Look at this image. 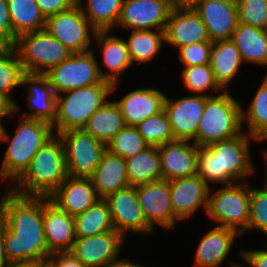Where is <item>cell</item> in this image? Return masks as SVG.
Here are the masks:
<instances>
[{
	"label": "cell",
	"instance_id": "36",
	"mask_svg": "<svg viewBox=\"0 0 267 267\" xmlns=\"http://www.w3.org/2000/svg\"><path fill=\"white\" fill-rule=\"evenodd\" d=\"M76 237H89L115 230L112 224L109 206L100 198L83 213L74 216Z\"/></svg>",
	"mask_w": 267,
	"mask_h": 267
},
{
	"label": "cell",
	"instance_id": "52",
	"mask_svg": "<svg viewBox=\"0 0 267 267\" xmlns=\"http://www.w3.org/2000/svg\"><path fill=\"white\" fill-rule=\"evenodd\" d=\"M29 267H55V266L50 259H47L44 261L30 263Z\"/></svg>",
	"mask_w": 267,
	"mask_h": 267
},
{
	"label": "cell",
	"instance_id": "46",
	"mask_svg": "<svg viewBox=\"0 0 267 267\" xmlns=\"http://www.w3.org/2000/svg\"><path fill=\"white\" fill-rule=\"evenodd\" d=\"M240 258H242L245 262L243 267H267V248L265 249H255V250H248L244 249L240 252Z\"/></svg>",
	"mask_w": 267,
	"mask_h": 267
},
{
	"label": "cell",
	"instance_id": "21",
	"mask_svg": "<svg viewBox=\"0 0 267 267\" xmlns=\"http://www.w3.org/2000/svg\"><path fill=\"white\" fill-rule=\"evenodd\" d=\"M164 32L165 43L174 49L199 42H211L206 26L195 9L171 10Z\"/></svg>",
	"mask_w": 267,
	"mask_h": 267
},
{
	"label": "cell",
	"instance_id": "11",
	"mask_svg": "<svg viewBox=\"0 0 267 267\" xmlns=\"http://www.w3.org/2000/svg\"><path fill=\"white\" fill-rule=\"evenodd\" d=\"M71 53L92 50L97 30L86 19L77 5L46 18L45 29Z\"/></svg>",
	"mask_w": 267,
	"mask_h": 267
},
{
	"label": "cell",
	"instance_id": "56",
	"mask_svg": "<svg viewBox=\"0 0 267 267\" xmlns=\"http://www.w3.org/2000/svg\"><path fill=\"white\" fill-rule=\"evenodd\" d=\"M267 141V131L258 139V143Z\"/></svg>",
	"mask_w": 267,
	"mask_h": 267
},
{
	"label": "cell",
	"instance_id": "43",
	"mask_svg": "<svg viewBox=\"0 0 267 267\" xmlns=\"http://www.w3.org/2000/svg\"><path fill=\"white\" fill-rule=\"evenodd\" d=\"M213 42H199L178 48V59L184 67L210 64Z\"/></svg>",
	"mask_w": 267,
	"mask_h": 267
},
{
	"label": "cell",
	"instance_id": "22",
	"mask_svg": "<svg viewBox=\"0 0 267 267\" xmlns=\"http://www.w3.org/2000/svg\"><path fill=\"white\" fill-rule=\"evenodd\" d=\"M166 94L156 87L138 88L124 94L118 104L126 126H136L164 110Z\"/></svg>",
	"mask_w": 267,
	"mask_h": 267
},
{
	"label": "cell",
	"instance_id": "6",
	"mask_svg": "<svg viewBox=\"0 0 267 267\" xmlns=\"http://www.w3.org/2000/svg\"><path fill=\"white\" fill-rule=\"evenodd\" d=\"M242 103L230 92L223 91L215 96H205V107L198 126L197 146L228 140L242 134Z\"/></svg>",
	"mask_w": 267,
	"mask_h": 267
},
{
	"label": "cell",
	"instance_id": "13",
	"mask_svg": "<svg viewBox=\"0 0 267 267\" xmlns=\"http://www.w3.org/2000/svg\"><path fill=\"white\" fill-rule=\"evenodd\" d=\"M135 188L146 222L154 230L156 224L165 232L174 229L180 220L173 214L169 181L159 179Z\"/></svg>",
	"mask_w": 267,
	"mask_h": 267
},
{
	"label": "cell",
	"instance_id": "15",
	"mask_svg": "<svg viewBox=\"0 0 267 267\" xmlns=\"http://www.w3.org/2000/svg\"><path fill=\"white\" fill-rule=\"evenodd\" d=\"M170 12L168 0H124L117 26L124 31H165Z\"/></svg>",
	"mask_w": 267,
	"mask_h": 267
},
{
	"label": "cell",
	"instance_id": "3",
	"mask_svg": "<svg viewBox=\"0 0 267 267\" xmlns=\"http://www.w3.org/2000/svg\"><path fill=\"white\" fill-rule=\"evenodd\" d=\"M14 132L4 129L3 142H7L0 165V182H8L10 188L28 169L36 152L54 135L53 125L38 119L22 117Z\"/></svg>",
	"mask_w": 267,
	"mask_h": 267
},
{
	"label": "cell",
	"instance_id": "28",
	"mask_svg": "<svg viewBox=\"0 0 267 267\" xmlns=\"http://www.w3.org/2000/svg\"><path fill=\"white\" fill-rule=\"evenodd\" d=\"M243 64L240 52L231 39L212 43L210 66L216 82L224 91H229L230 83L239 75Z\"/></svg>",
	"mask_w": 267,
	"mask_h": 267
},
{
	"label": "cell",
	"instance_id": "5",
	"mask_svg": "<svg viewBox=\"0 0 267 267\" xmlns=\"http://www.w3.org/2000/svg\"><path fill=\"white\" fill-rule=\"evenodd\" d=\"M117 85L103 79L100 83L58 94L54 133L83 129L89 118L110 99Z\"/></svg>",
	"mask_w": 267,
	"mask_h": 267
},
{
	"label": "cell",
	"instance_id": "55",
	"mask_svg": "<svg viewBox=\"0 0 267 267\" xmlns=\"http://www.w3.org/2000/svg\"><path fill=\"white\" fill-rule=\"evenodd\" d=\"M229 266H230V267H243V266H242V263H240V262L238 263V262H236V261L233 262V260H232V261H231V260L229 261Z\"/></svg>",
	"mask_w": 267,
	"mask_h": 267
},
{
	"label": "cell",
	"instance_id": "25",
	"mask_svg": "<svg viewBox=\"0 0 267 267\" xmlns=\"http://www.w3.org/2000/svg\"><path fill=\"white\" fill-rule=\"evenodd\" d=\"M60 210L76 216L100 199L90 178L68 176L49 196Z\"/></svg>",
	"mask_w": 267,
	"mask_h": 267
},
{
	"label": "cell",
	"instance_id": "50",
	"mask_svg": "<svg viewBox=\"0 0 267 267\" xmlns=\"http://www.w3.org/2000/svg\"><path fill=\"white\" fill-rule=\"evenodd\" d=\"M17 115L14 111V105L0 93V117H11Z\"/></svg>",
	"mask_w": 267,
	"mask_h": 267
},
{
	"label": "cell",
	"instance_id": "39",
	"mask_svg": "<svg viewBox=\"0 0 267 267\" xmlns=\"http://www.w3.org/2000/svg\"><path fill=\"white\" fill-rule=\"evenodd\" d=\"M149 146H160L174 141L168 115L165 110L148 117L135 126Z\"/></svg>",
	"mask_w": 267,
	"mask_h": 267
},
{
	"label": "cell",
	"instance_id": "7",
	"mask_svg": "<svg viewBox=\"0 0 267 267\" xmlns=\"http://www.w3.org/2000/svg\"><path fill=\"white\" fill-rule=\"evenodd\" d=\"M210 187L207 217L219 227L237 231L241 236L248 233L250 219L251 185L249 182H238L222 185L213 191Z\"/></svg>",
	"mask_w": 267,
	"mask_h": 267
},
{
	"label": "cell",
	"instance_id": "51",
	"mask_svg": "<svg viewBox=\"0 0 267 267\" xmlns=\"http://www.w3.org/2000/svg\"><path fill=\"white\" fill-rule=\"evenodd\" d=\"M112 267H146L128 258L119 259Z\"/></svg>",
	"mask_w": 267,
	"mask_h": 267
},
{
	"label": "cell",
	"instance_id": "41",
	"mask_svg": "<svg viewBox=\"0 0 267 267\" xmlns=\"http://www.w3.org/2000/svg\"><path fill=\"white\" fill-rule=\"evenodd\" d=\"M240 23L267 30V0H236Z\"/></svg>",
	"mask_w": 267,
	"mask_h": 267
},
{
	"label": "cell",
	"instance_id": "47",
	"mask_svg": "<svg viewBox=\"0 0 267 267\" xmlns=\"http://www.w3.org/2000/svg\"><path fill=\"white\" fill-rule=\"evenodd\" d=\"M50 260L55 267H86L71 252H56L51 254Z\"/></svg>",
	"mask_w": 267,
	"mask_h": 267
},
{
	"label": "cell",
	"instance_id": "48",
	"mask_svg": "<svg viewBox=\"0 0 267 267\" xmlns=\"http://www.w3.org/2000/svg\"><path fill=\"white\" fill-rule=\"evenodd\" d=\"M201 0H168L171 10L196 9Z\"/></svg>",
	"mask_w": 267,
	"mask_h": 267
},
{
	"label": "cell",
	"instance_id": "26",
	"mask_svg": "<svg viewBox=\"0 0 267 267\" xmlns=\"http://www.w3.org/2000/svg\"><path fill=\"white\" fill-rule=\"evenodd\" d=\"M243 238L237 231L226 227H213L197 245L194 267H220L230 255L236 239Z\"/></svg>",
	"mask_w": 267,
	"mask_h": 267
},
{
	"label": "cell",
	"instance_id": "17",
	"mask_svg": "<svg viewBox=\"0 0 267 267\" xmlns=\"http://www.w3.org/2000/svg\"><path fill=\"white\" fill-rule=\"evenodd\" d=\"M173 214L185 221L203 208L207 213L210 186L198 175L169 180Z\"/></svg>",
	"mask_w": 267,
	"mask_h": 267
},
{
	"label": "cell",
	"instance_id": "19",
	"mask_svg": "<svg viewBox=\"0 0 267 267\" xmlns=\"http://www.w3.org/2000/svg\"><path fill=\"white\" fill-rule=\"evenodd\" d=\"M27 86V111L20 116L54 124L56 119L57 95L45 74L25 73L22 87Z\"/></svg>",
	"mask_w": 267,
	"mask_h": 267
},
{
	"label": "cell",
	"instance_id": "42",
	"mask_svg": "<svg viewBox=\"0 0 267 267\" xmlns=\"http://www.w3.org/2000/svg\"><path fill=\"white\" fill-rule=\"evenodd\" d=\"M250 219L248 232L253 230L263 233L267 238V191L251 186Z\"/></svg>",
	"mask_w": 267,
	"mask_h": 267
},
{
	"label": "cell",
	"instance_id": "49",
	"mask_svg": "<svg viewBox=\"0 0 267 267\" xmlns=\"http://www.w3.org/2000/svg\"><path fill=\"white\" fill-rule=\"evenodd\" d=\"M5 231H6L5 223L0 217V267H7L11 265L5 253V245H4Z\"/></svg>",
	"mask_w": 267,
	"mask_h": 267
},
{
	"label": "cell",
	"instance_id": "33",
	"mask_svg": "<svg viewBox=\"0 0 267 267\" xmlns=\"http://www.w3.org/2000/svg\"><path fill=\"white\" fill-rule=\"evenodd\" d=\"M126 39L130 59L134 64L151 62L159 56L165 42V32L161 30H132Z\"/></svg>",
	"mask_w": 267,
	"mask_h": 267
},
{
	"label": "cell",
	"instance_id": "34",
	"mask_svg": "<svg viewBox=\"0 0 267 267\" xmlns=\"http://www.w3.org/2000/svg\"><path fill=\"white\" fill-rule=\"evenodd\" d=\"M24 74L16 49L13 46H0V93L14 105L16 113L22 108L13 99L11 91L22 87Z\"/></svg>",
	"mask_w": 267,
	"mask_h": 267
},
{
	"label": "cell",
	"instance_id": "40",
	"mask_svg": "<svg viewBox=\"0 0 267 267\" xmlns=\"http://www.w3.org/2000/svg\"><path fill=\"white\" fill-rule=\"evenodd\" d=\"M148 146L135 126H125L107 143V150L127 159Z\"/></svg>",
	"mask_w": 267,
	"mask_h": 267
},
{
	"label": "cell",
	"instance_id": "20",
	"mask_svg": "<svg viewBox=\"0 0 267 267\" xmlns=\"http://www.w3.org/2000/svg\"><path fill=\"white\" fill-rule=\"evenodd\" d=\"M43 226L51 254L72 250L76 239L74 216L60 210L49 197H43Z\"/></svg>",
	"mask_w": 267,
	"mask_h": 267
},
{
	"label": "cell",
	"instance_id": "23",
	"mask_svg": "<svg viewBox=\"0 0 267 267\" xmlns=\"http://www.w3.org/2000/svg\"><path fill=\"white\" fill-rule=\"evenodd\" d=\"M158 147L162 179L169 181L197 174L198 146L195 143L174 140Z\"/></svg>",
	"mask_w": 267,
	"mask_h": 267
},
{
	"label": "cell",
	"instance_id": "44",
	"mask_svg": "<svg viewBox=\"0 0 267 267\" xmlns=\"http://www.w3.org/2000/svg\"><path fill=\"white\" fill-rule=\"evenodd\" d=\"M16 40L13 36L7 0H0V46H14Z\"/></svg>",
	"mask_w": 267,
	"mask_h": 267
},
{
	"label": "cell",
	"instance_id": "14",
	"mask_svg": "<svg viewBox=\"0 0 267 267\" xmlns=\"http://www.w3.org/2000/svg\"><path fill=\"white\" fill-rule=\"evenodd\" d=\"M125 238L116 230L76 237L70 251L86 267H112L119 259Z\"/></svg>",
	"mask_w": 267,
	"mask_h": 267
},
{
	"label": "cell",
	"instance_id": "1",
	"mask_svg": "<svg viewBox=\"0 0 267 267\" xmlns=\"http://www.w3.org/2000/svg\"><path fill=\"white\" fill-rule=\"evenodd\" d=\"M0 217L6 226L5 253L11 264L50 259L44 235L43 196H24L6 187L0 198Z\"/></svg>",
	"mask_w": 267,
	"mask_h": 267
},
{
	"label": "cell",
	"instance_id": "53",
	"mask_svg": "<svg viewBox=\"0 0 267 267\" xmlns=\"http://www.w3.org/2000/svg\"><path fill=\"white\" fill-rule=\"evenodd\" d=\"M265 151H264V153H262L263 154V158H264V161H266V162H264L265 163V165H266V170H267V150L266 149H264ZM266 173V179H265V184H264V186H262V188H264L266 191H267V171L265 172Z\"/></svg>",
	"mask_w": 267,
	"mask_h": 267
},
{
	"label": "cell",
	"instance_id": "45",
	"mask_svg": "<svg viewBox=\"0 0 267 267\" xmlns=\"http://www.w3.org/2000/svg\"><path fill=\"white\" fill-rule=\"evenodd\" d=\"M45 18L69 10L78 5V0H35Z\"/></svg>",
	"mask_w": 267,
	"mask_h": 267
},
{
	"label": "cell",
	"instance_id": "2",
	"mask_svg": "<svg viewBox=\"0 0 267 267\" xmlns=\"http://www.w3.org/2000/svg\"><path fill=\"white\" fill-rule=\"evenodd\" d=\"M258 139L246 132L228 140L198 146L197 174L211 184L231 185L246 182L255 174L251 142ZM211 183V184H210Z\"/></svg>",
	"mask_w": 267,
	"mask_h": 267
},
{
	"label": "cell",
	"instance_id": "12",
	"mask_svg": "<svg viewBox=\"0 0 267 267\" xmlns=\"http://www.w3.org/2000/svg\"><path fill=\"white\" fill-rule=\"evenodd\" d=\"M109 206L114 229L125 238L130 234H151L155 230L146 222L135 186H128L104 198Z\"/></svg>",
	"mask_w": 267,
	"mask_h": 267
},
{
	"label": "cell",
	"instance_id": "9",
	"mask_svg": "<svg viewBox=\"0 0 267 267\" xmlns=\"http://www.w3.org/2000/svg\"><path fill=\"white\" fill-rule=\"evenodd\" d=\"M63 142L68 176L89 178L98 167L107 144L84 129L58 134Z\"/></svg>",
	"mask_w": 267,
	"mask_h": 267
},
{
	"label": "cell",
	"instance_id": "27",
	"mask_svg": "<svg viewBox=\"0 0 267 267\" xmlns=\"http://www.w3.org/2000/svg\"><path fill=\"white\" fill-rule=\"evenodd\" d=\"M100 198L129 185L126 159L106 150L95 172L89 177Z\"/></svg>",
	"mask_w": 267,
	"mask_h": 267
},
{
	"label": "cell",
	"instance_id": "8",
	"mask_svg": "<svg viewBox=\"0 0 267 267\" xmlns=\"http://www.w3.org/2000/svg\"><path fill=\"white\" fill-rule=\"evenodd\" d=\"M25 73L46 74L72 53L45 30L20 35L13 46Z\"/></svg>",
	"mask_w": 267,
	"mask_h": 267
},
{
	"label": "cell",
	"instance_id": "31",
	"mask_svg": "<svg viewBox=\"0 0 267 267\" xmlns=\"http://www.w3.org/2000/svg\"><path fill=\"white\" fill-rule=\"evenodd\" d=\"M125 126L126 124L118 104L108 99L89 118L83 129L94 138L107 144Z\"/></svg>",
	"mask_w": 267,
	"mask_h": 267
},
{
	"label": "cell",
	"instance_id": "38",
	"mask_svg": "<svg viewBox=\"0 0 267 267\" xmlns=\"http://www.w3.org/2000/svg\"><path fill=\"white\" fill-rule=\"evenodd\" d=\"M180 74L183 86L188 92L210 97L224 91L216 82L210 64L183 67ZM206 91H211L214 95Z\"/></svg>",
	"mask_w": 267,
	"mask_h": 267
},
{
	"label": "cell",
	"instance_id": "24",
	"mask_svg": "<svg viewBox=\"0 0 267 267\" xmlns=\"http://www.w3.org/2000/svg\"><path fill=\"white\" fill-rule=\"evenodd\" d=\"M111 31H97L94 42L98 45L102 51V65L98 63V69L101 77L104 80L111 82L112 84H119L120 77L133 66L130 59V55L127 48L126 38H119L116 35L110 33ZM105 67L106 70H102Z\"/></svg>",
	"mask_w": 267,
	"mask_h": 267
},
{
	"label": "cell",
	"instance_id": "54",
	"mask_svg": "<svg viewBox=\"0 0 267 267\" xmlns=\"http://www.w3.org/2000/svg\"><path fill=\"white\" fill-rule=\"evenodd\" d=\"M3 118L5 119L6 117H0V142L2 141L3 139V133H4V124L2 122Z\"/></svg>",
	"mask_w": 267,
	"mask_h": 267
},
{
	"label": "cell",
	"instance_id": "29",
	"mask_svg": "<svg viewBox=\"0 0 267 267\" xmlns=\"http://www.w3.org/2000/svg\"><path fill=\"white\" fill-rule=\"evenodd\" d=\"M231 40L237 46L244 65L267 67V30L238 22Z\"/></svg>",
	"mask_w": 267,
	"mask_h": 267
},
{
	"label": "cell",
	"instance_id": "4",
	"mask_svg": "<svg viewBox=\"0 0 267 267\" xmlns=\"http://www.w3.org/2000/svg\"><path fill=\"white\" fill-rule=\"evenodd\" d=\"M67 177L64 145L55 134L36 152L28 169L10 189L24 196L49 197Z\"/></svg>",
	"mask_w": 267,
	"mask_h": 267
},
{
	"label": "cell",
	"instance_id": "35",
	"mask_svg": "<svg viewBox=\"0 0 267 267\" xmlns=\"http://www.w3.org/2000/svg\"><path fill=\"white\" fill-rule=\"evenodd\" d=\"M123 1L78 0V6L97 31H112L117 26Z\"/></svg>",
	"mask_w": 267,
	"mask_h": 267
},
{
	"label": "cell",
	"instance_id": "32",
	"mask_svg": "<svg viewBox=\"0 0 267 267\" xmlns=\"http://www.w3.org/2000/svg\"><path fill=\"white\" fill-rule=\"evenodd\" d=\"M13 36L45 29L46 18L35 0H7Z\"/></svg>",
	"mask_w": 267,
	"mask_h": 267
},
{
	"label": "cell",
	"instance_id": "30",
	"mask_svg": "<svg viewBox=\"0 0 267 267\" xmlns=\"http://www.w3.org/2000/svg\"><path fill=\"white\" fill-rule=\"evenodd\" d=\"M126 168L130 186L162 179L159 147L148 146L138 154L127 158Z\"/></svg>",
	"mask_w": 267,
	"mask_h": 267
},
{
	"label": "cell",
	"instance_id": "57",
	"mask_svg": "<svg viewBox=\"0 0 267 267\" xmlns=\"http://www.w3.org/2000/svg\"><path fill=\"white\" fill-rule=\"evenodd\" d=\"M7 267H29V264H11Z\"/></svg>",
	"mask_w": 267,
	"mask_h": 267
},
{
	"label": "cell",
	"instance_id": "18",
	"mask_svg": "<svg viewBox=\"0 0 267 267\" xmlns=\"http://www.w3.org/2000/svg\"><path fill=\"white\" fill-rule=\"evenodd\" d=\"M211 42L232 39L238 24L236 0H201L195 9Z\"/></svg>",
	"mask_w": 267,
	"mask_h": 267
},
{
	"label": "cell",
	"instance_id": "16",
	"mask_svg": "<svg viewBox=\"0 0 267 267\" xmlns=\"http://www.w3.org/2000/svg\"><path fill=\"white\" fill-rule=\"evenodd\" d=\"M205 107V96L191 94L170 99L166 95V111L174 140L194 142Z\"/></svg>",
	"mask_w": 267,
	"mask_h": 267
},
{
	"label": "cell",
	"instance_id": "10",
	"mask_svg": "<svg viewBox=\"0 0 267 267\" xmlns=\"http://www.w3.org/2000/svg\"><path fill=\"white\" fill-rule=\"evenodd\" d=\"M94 49L72 53L61 64L51 68L45 75L49 79L56 95L77 88L100 83V75Z\"/></svg>",
	"mask_w": 267,
	"mask_h": 267
},
{
	"label": "cell",
	"instance_id": "37",
	"mask_svg": "<svg viewBox=\"0 0 267 267\" xmlns=\"http://www.w3.org/2000/svg\"><path fill=\"white\" fill-rule=\"evenodd\" d=\"M244 108L242 105L243 131L259 139L267 131V74L264 75L248 107Z\"/></svg>",
	"mask_w": 267,
	"mask_h": 267
}]
</instances>
